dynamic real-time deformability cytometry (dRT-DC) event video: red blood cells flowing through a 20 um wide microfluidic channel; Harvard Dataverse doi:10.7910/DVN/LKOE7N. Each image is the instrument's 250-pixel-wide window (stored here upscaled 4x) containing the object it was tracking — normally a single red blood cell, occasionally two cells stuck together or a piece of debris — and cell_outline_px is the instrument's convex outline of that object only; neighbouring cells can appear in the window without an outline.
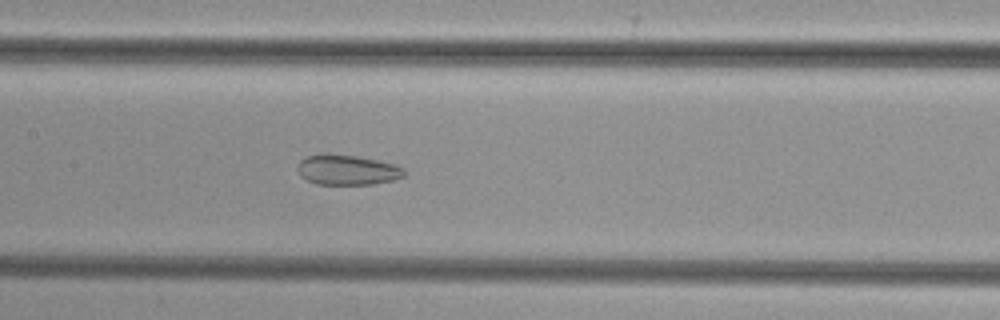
{"species": "common noctule bat (a hibernating species)", "species_latin": "Nyctalus noctula", "temperature_condition": "cold", "stored_images_in_passage": 51, "camera_frame_rate_fps": 3000, "um_per_image_px": 0.085, "animal": {"sex": "female", "body_mass_g": 29.2, "forearm_length_mm": 56.3}, "frame": {"image": 1, "passage_image": 25, "time_ms": 8.0, "image_size_px": [1000, 320], "cell_outline_px": [[404, 176], [392, 180], [372, 184], [316, 184], [300, 176], [300, 160], [308, 156], [320, 152], [328, 152], [356, 156], [396, 164], [404, 168]], "centroid_in_image_um": [29.52, 14.42], "position_along_channel_um": 177.9, "area_um2": 18.73}}
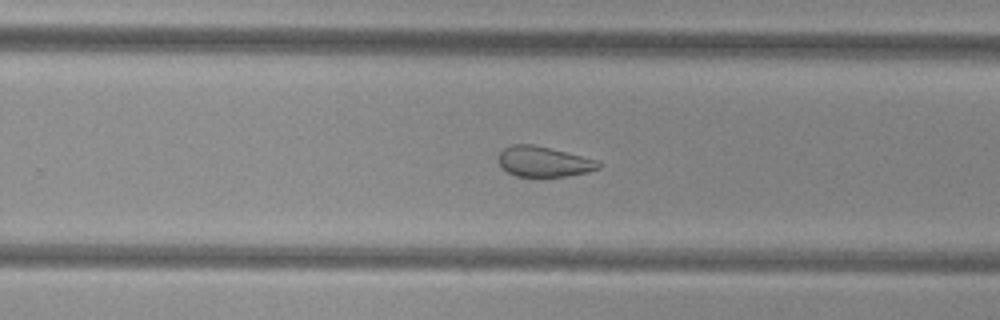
{"frame": {"image": 2, "passage_image": 33, "time_ms": 10.667, "image_size_px": [1000, 320], "cell_outline_px": [[600, 168], [588, 172], [564, 176], [516, 176], [500, 168], [496, 160], [496, 156], [504, 148], [512, 144], [532, 144], [596, 160], [600, 164]], "centroid_in_image_um": [46.12, 13.74], "position_along_channel_um": 283.7, "area_um2": 17.57}}
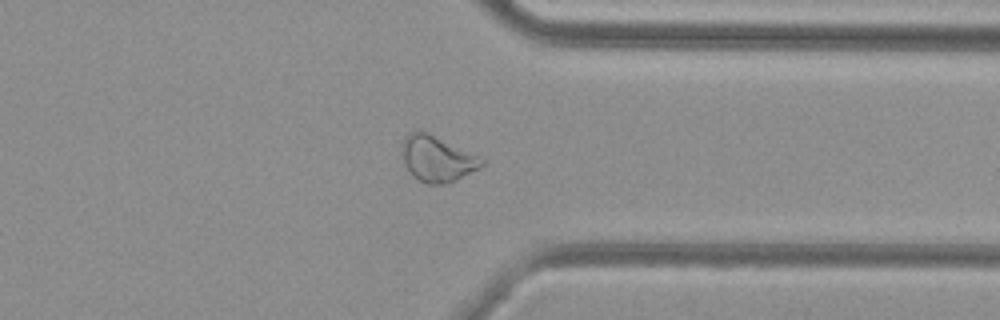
{"frame": {"image": 3, "passage_image": 40, "time_ms": 13.0, "image_size_px": [1000, 320], "cell_outline_px": [[484, 164], [480, 168], [448, 184], [428, 184], [412, 176], [400, 152], [400, 148], [404, 140], [412, 132], [428, 132], [484, 160]], "centroid_in_image_um": [37.14, 13.52], "position_along_channel_um": 374.3, "area_um2": 20.75}}